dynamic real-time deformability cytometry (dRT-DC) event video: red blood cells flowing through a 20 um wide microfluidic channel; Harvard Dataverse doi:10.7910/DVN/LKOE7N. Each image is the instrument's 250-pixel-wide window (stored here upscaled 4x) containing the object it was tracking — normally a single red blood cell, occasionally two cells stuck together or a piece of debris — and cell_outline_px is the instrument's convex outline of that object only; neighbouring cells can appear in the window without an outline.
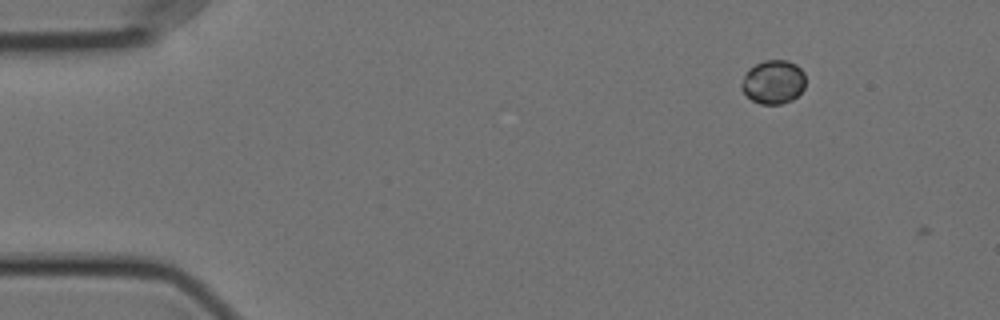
{"species": "Egyptian fruit bat (a non-hibernating species)", "species_latin": "Rousettus aegyptiacus", "temperature_condition": "cold", "stored_images_in_passage": 2, "camera_frame_rate_fps": 3000, "um_per_image_px": 0.085, "animal": {"sex": "female"}, "frame": {"image": 1, "passage_image": 1, "time_ms": 0.0, "image_size_px": [1000, 320], "cell_outline_px": [[804, 88], [792, 100], [780, 104], [760, 104], [752, 100], [740, 88], [740, 84], [748, 68], [764, 60], [788, 60], [796, 64], [804, 72]], "centroid_in_image_um": [65.72, 6.96], "position_along_channel_um": 19.3, "area_um2": 16.36}}